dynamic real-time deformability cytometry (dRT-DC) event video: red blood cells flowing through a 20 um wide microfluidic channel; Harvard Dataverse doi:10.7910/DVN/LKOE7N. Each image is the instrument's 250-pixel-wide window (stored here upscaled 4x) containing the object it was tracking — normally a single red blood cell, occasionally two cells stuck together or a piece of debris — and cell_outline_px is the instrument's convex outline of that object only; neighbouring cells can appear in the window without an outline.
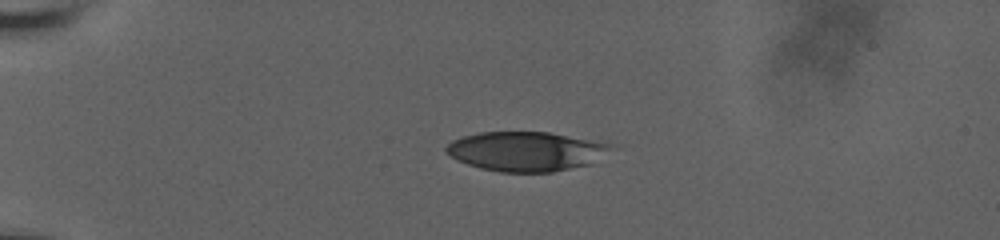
{"species": "human", "species_latin": "Homo sapiens", "temperature_condition": "room temperature", "stored_images_in_passage": 8, "camera_frame_rate_fps": 3000, "um_per_image_px": 0.085, "donor": {"sex": "male"}, "frame": {"image": 1, "passage_image": 1, "time_ms": 0.0, "image_size_px": [1000, 240], "cell_outline_px": [[616, 148], [592, 164], [552, 172], [500, 172], [480, 168], [468, 164], [444, 152], [444, 148], [452, 140], [464, 136], [480, 132], [548, 132], [616, 144]], "centroid_in_image_um": [44.78, 12.86], "position_along_channel_um": 40.2, "area_um2": 38.15}}